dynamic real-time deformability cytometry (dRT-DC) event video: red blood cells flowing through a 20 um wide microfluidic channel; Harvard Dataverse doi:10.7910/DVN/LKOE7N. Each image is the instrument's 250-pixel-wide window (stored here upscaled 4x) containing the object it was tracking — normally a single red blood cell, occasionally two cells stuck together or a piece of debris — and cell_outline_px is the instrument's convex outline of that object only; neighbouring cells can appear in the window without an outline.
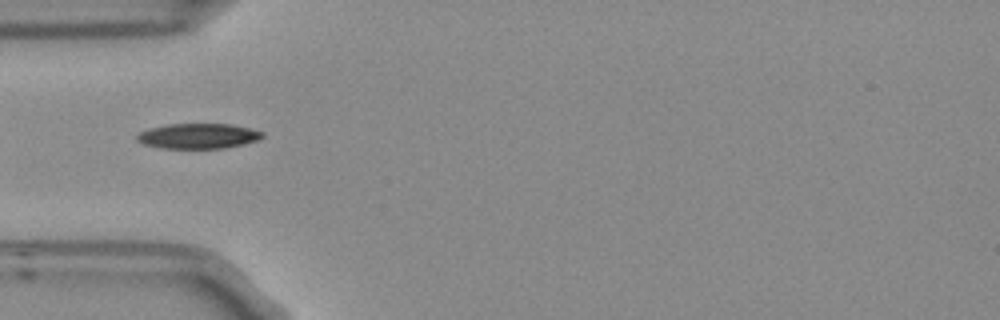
{"species": "Egyptian fruit bat (a non-hibernating species)", "species_latin": "Rousettus aegyptiacus", "temperature_condition": "room temperature", "stored_images_in_passage": 3, "segment_of_instrument_passage": [2, 2], "camera_frame_rate_fps": 3000, "um_per_image_px": 0.085, "frame": {"image": 1, "passage_image": 3, "time_ms": 0.667, "image_size_px": [1000, 320], "cell_outline_px": [[264, 136], [256, 140], [244, 144], [224, 148], [160, 148], [144, 144], [136, 140], [136, 136], [140, 132], [152, 128], [168, 124], [232, 124], [264, 132]], "centroid_in_image_um": [16.85, 11.56], "position_along_channel_um": 68.2, "area_um2": 18.26}}